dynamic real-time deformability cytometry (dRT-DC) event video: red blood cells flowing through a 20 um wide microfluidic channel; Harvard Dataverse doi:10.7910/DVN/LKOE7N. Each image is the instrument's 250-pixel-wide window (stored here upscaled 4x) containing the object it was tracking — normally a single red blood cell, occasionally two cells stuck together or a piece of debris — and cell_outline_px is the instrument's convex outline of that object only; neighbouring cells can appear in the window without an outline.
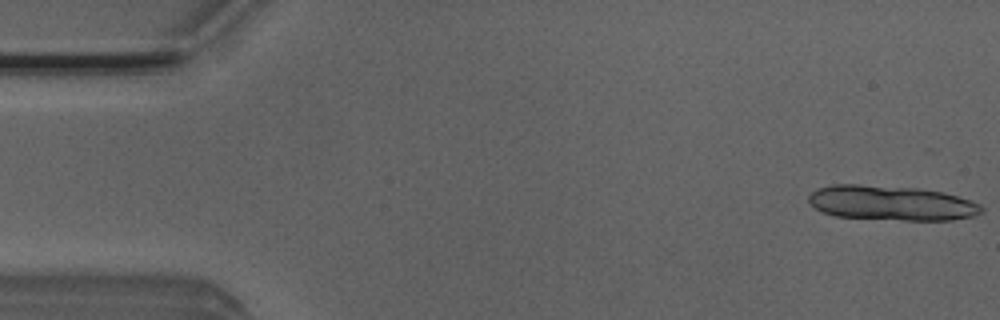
{"species": "Egyptian fruit bat (a non-hibernating species)", "species_latin": "Rousettus aegyptiacus", "temperature_condition": "room temperature", "stored_images_in_passage": 7, "camera_frame_rate_fps": 3000, "um_per_image_px": 0.085, "animal": {"sex": "male"}, "frame": {"image": 1, "passage_image": 1, "time_ms": 0.0, "image_size_px": [1000, 320], "cell_outline_px": [[984, 212], [972, 216], [952, 220], [904, 220], [836, 216], [824, 212], [816, 208], [808, 200], [808, 196], [812, 192], [820, 188], [832, 184], [860, 184], [916, 188], [944, 192], [980, 204], [984, 208]], "centroid_in_image_um": [75.79, 17.25], "position_along_channel_um": 9.2, "area_um2": 34.85}}